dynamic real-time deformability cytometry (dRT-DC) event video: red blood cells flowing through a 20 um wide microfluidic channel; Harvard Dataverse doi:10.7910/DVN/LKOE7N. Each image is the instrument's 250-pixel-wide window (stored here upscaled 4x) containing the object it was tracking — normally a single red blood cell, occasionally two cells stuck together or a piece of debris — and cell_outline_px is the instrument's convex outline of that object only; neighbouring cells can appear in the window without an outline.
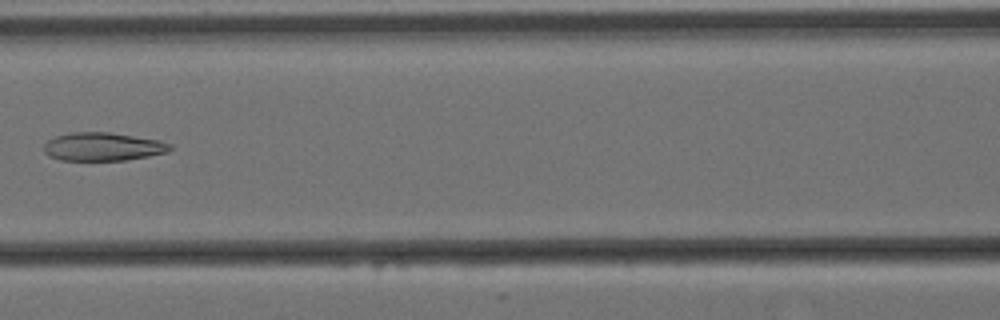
{"species": "Egyptian fruit bat (a non-hibernating species)", "species_latin": "Rousettus aegyptiacus", "temperature_condition": "cold", "stored_images_in_passage": 15, "camera_frame_rate_fps": 3000, "um_per_image_px": 0.085, "animal": {"sex": "female"}, "frame": {"image": 1, "passage_image": 7, "time_ms": 2.0, "image_size_px": [1000, 320], "cell_outline_px": [[172, 148], [168, 152], [148, 156], [124, 160], [60, 160], [48, 156], [44, 152], [44, 144], [48, 140], [56, 136], [68, 132], [108, 132], [160, 140], [172, 144]], "centroid_in_image_um": [8.73, 12.46], "position_along_channel_um": 157.9, "area_um2": 20.87}}
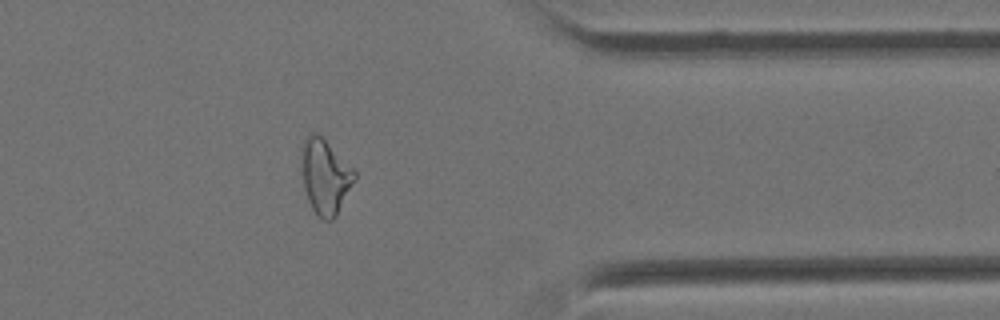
{"frame": {"image": 2, "passage_image": 13, "time_ms": 4.0, "image_size_px": [1000, 320], "cell_outline_px": [[356, 176], [336, 216], [332, 220], [320, 220], [316, 216], [308, 200], [304, 188], [300, 156], [300, 148], [304, 140], [312, 132], [316, 132], [356, 172]], "centroid_in_image_um": [27.59, 15.03], "position_along_channel_um": 383.8, "area_um2": 22.83}}
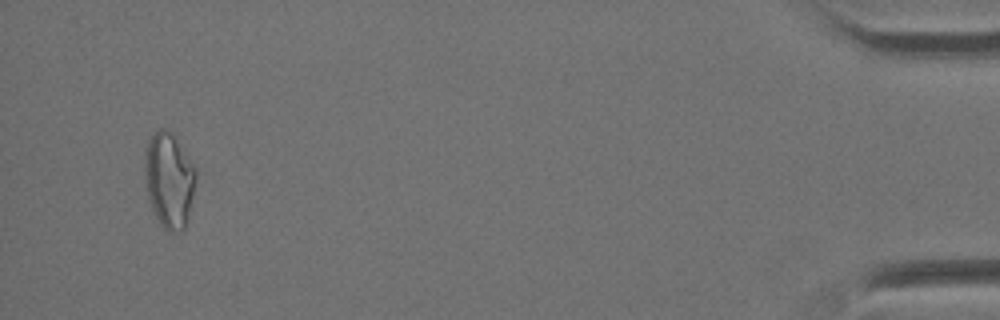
{"frame": {"image": 3, "passage_image": 15, "time_ms": 4.667, "image_size_px": [1000, 320], "cell_outline_px": [[196, 180], [184, 228], [180, 232], [168, 232], [160, 224], [152, 212], [144, 180], [144, 152], [148, 140], [152, 132], [160, 128], [164, 128], [172, 132], [196, 172]], "centroid_in_image_um": [14.31, 15.29], "position_along_channel_um": 420.9, "area_um2": 28.32}}